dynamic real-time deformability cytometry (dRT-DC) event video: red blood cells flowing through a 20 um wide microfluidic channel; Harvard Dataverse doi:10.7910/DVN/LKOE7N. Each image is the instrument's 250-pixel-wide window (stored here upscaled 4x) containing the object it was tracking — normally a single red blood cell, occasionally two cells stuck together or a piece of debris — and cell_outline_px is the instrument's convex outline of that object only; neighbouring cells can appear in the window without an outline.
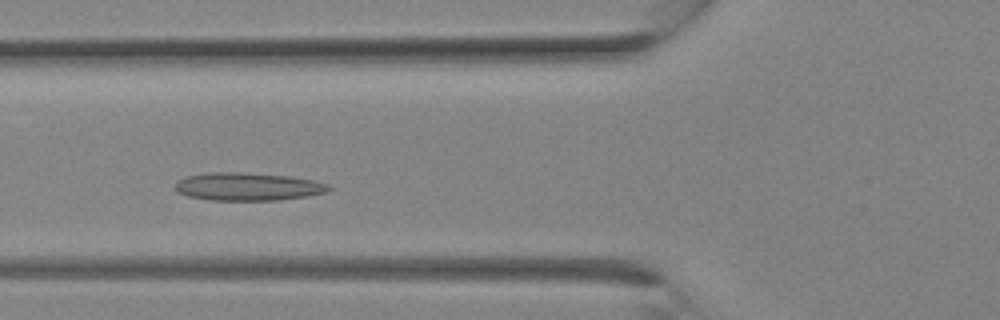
{"species": "Egyptian fruit bat (a non-hibernating species)", "species_latin": "Rousettus aegyptiacus", "temperature_condition": "room temperature", "stored_images_in_passage": 17, "camera_frame_rate_fps": 3000, "um_per_image_px": 0.085, "animal": {"sex": "female"}, "frame": {"image": 1, "passage_image": 7, "time_ms": 2.0, "image_size_px": [1000, 320], "cell_outline_px": [[332, 188], [328, 192], [280, 200], [208, 200], [188, 196], [176, 192], [176, 180], [188, 176], [208, 172], [244, 172], [288, 176], [312, 180], [328, 184]], "centroid_in_image_um": [21.04, 15.86], "position_along_channel_um": 104.8, "area_um2": 25.03}}
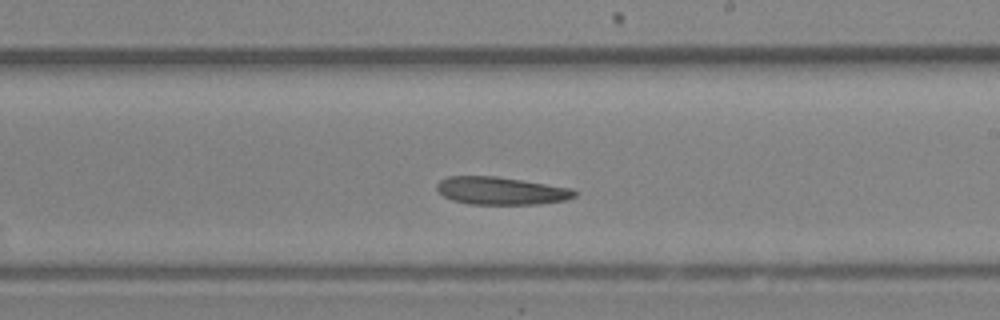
{"frame": {"image": 2, "passage_image": 13, "time_ms": 4.0, "image_size_px": [1000, 320], "cell_outline_px": [[576, 196], [564, 200], [536, 204], [472, 204], [452, 200], [444, 196], [436, 188], [436, 184], [440, 180], [448, 176], [496, 176], [572, 188], [576, 192]], "centroid_in_image_um": [42.56, 16.21], "position_along_channel_um": 246.4, "area_um2": 22.08}}
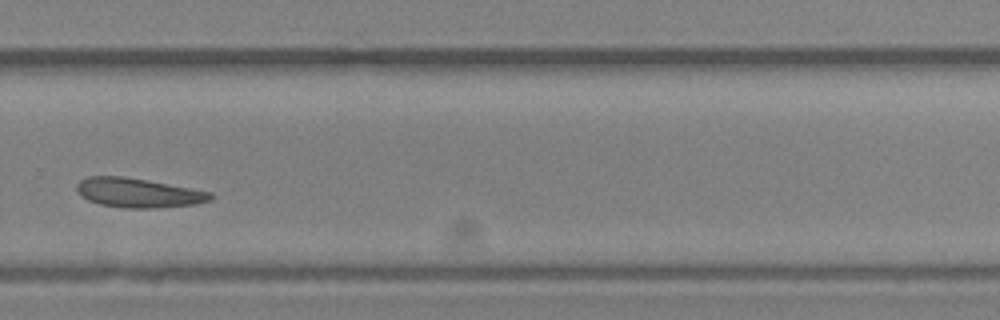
{"frame": {"image": 3, "passage_image": 16, "time_ms": 5.0, "image_size_px": [1000, 320], "cell_outline_px": [[212, 196], [208, 200], [196, 204], [156, 208], [128, 208], [100, 204], [88, 200], [80, 196], [76, 192], [76, 184], [80, 180], [88, 176], [124, 176], [212, 192]], "centroid_in_image_um": [11.69, 16.38], "position_along_channel_um": 318.1, "area_um2": 22.77}}